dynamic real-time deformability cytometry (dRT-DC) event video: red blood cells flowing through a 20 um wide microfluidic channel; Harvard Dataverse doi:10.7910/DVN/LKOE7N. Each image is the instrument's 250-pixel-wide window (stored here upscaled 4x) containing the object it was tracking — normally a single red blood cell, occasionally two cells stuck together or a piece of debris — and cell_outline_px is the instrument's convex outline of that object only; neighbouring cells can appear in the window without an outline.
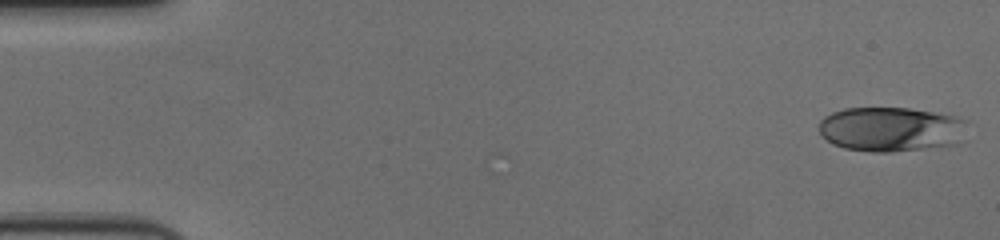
{"species": "human", "species_latin": "Homo sapiens", "temperature_condition": "cold", "stored_images_in_passage": 56, "camera_frame_rate_fps": 3000, "um_per_image_px": 0.085, "donor": {"sex": "female"}, "frame": {"image": 1, "passage_image": 1, "time_ms": 0.0, "image_size_px": [1000, 240], "cell_outline_px": [[968, 120], [952, 144], [888, 152], [872, 152], [844, 148], [832, 144], [820, 132], [820, 120], [824, 116], [832, 112], [844, 108], [908, 108], [932, 112], [952, 116]], "centroid_in_image_um": [75.6, 10.96], "position_along_channel_um": 9.4, "area_um2": 37.57}}
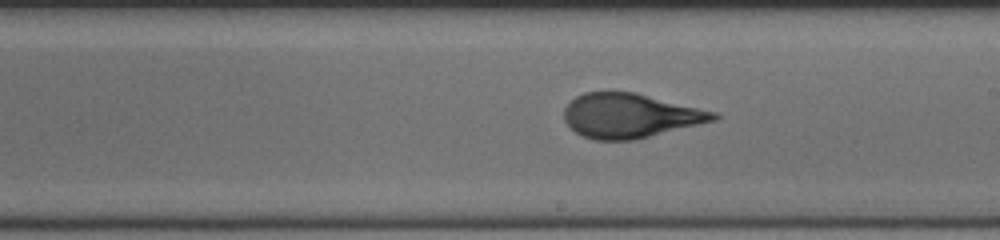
{"frame": {"image": 2, "passage_image": 32, "time_ms": 10.333, "image_size_px": [1000, 240], "cell_outline_px": [[720, 116], [716, 120], [636, 140], [596, 140], [584, 136], [576, 132], [564, 120], [564, 108], [576, 96], [584, 92], [636, 92], [716, 112]], "centroid_in_image_um": [53.57, 9.83], "position_along_channel_um": 235.4, "area_um2": 38.55}}
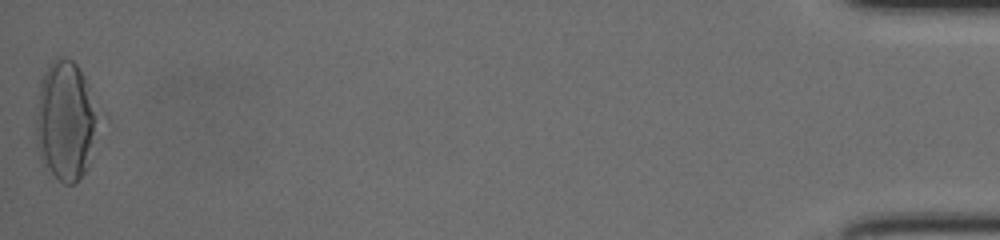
{"frame": {"image": 3, "passage_image": 56, "time_ms": 18.333, "image_size_px": [1000, 240], "cell_outline_px": [[112, 120], [88, 168], [72, 184], [64, 184], [44, 168], [40, 160], [36, 140], [36, 120], [40, 76], [48, 64], [56, 56], [60, 56], [72, 60], [76, 64], [108, 112]], "centroid_in_image_um": [5.8, 10.26], "position_along_channel_um": 429.4, "area_um2": 47.97}, "authors_computed_cell_mechanics": {"area_um2": 38.5526, "velocity_mm_per_s": 3.6392, "shape_relaxation_time_tau1_ms": 4.2195, "shape_relaxation_time_tau2_ms": 0.7963, "deformation_change_tau1": 0.1963, "deformation_change_tau2": 0.0747}}